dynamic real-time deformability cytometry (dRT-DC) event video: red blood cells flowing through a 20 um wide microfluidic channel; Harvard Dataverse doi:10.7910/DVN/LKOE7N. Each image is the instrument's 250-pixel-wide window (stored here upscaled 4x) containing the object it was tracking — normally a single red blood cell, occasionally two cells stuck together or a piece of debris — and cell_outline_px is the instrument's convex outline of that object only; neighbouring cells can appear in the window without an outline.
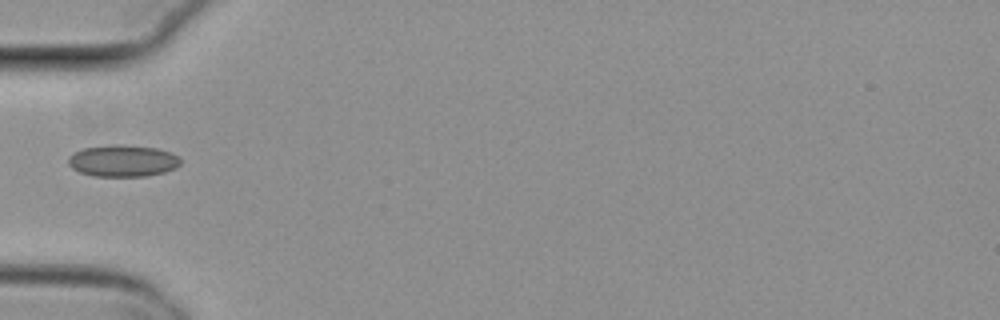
{"species": "common noctule bat (a hibernating species)", "species_latin": "Nyctalus noctula", "temperature_condition": "cold", "stored_images_in_passage": 11, "camera_frame_rate_fps": 3000, "um_per_image_px": 0.085, "animal": {"sex": "female", "body_mass_g": 29.2, "forearm_length_mm": 56.3}, "frame": {"image": 1, "passage_image": 7, "time_ms": 2.0, "image_size_px": [1000, 320], "cell_outline_px": [[180, 164], [176, 168], [164, 172], [148, 176], [96, 176], [80, 172], [72, 168], [68, 164], [68, 156], [84, 148], [112, 144], [120, 144], [156, 148], [168, 152], [176, 156], [180, 160]], "centroid_in_image_um": [10.42, 13.67], "position_along_channel_um": 74.6, "area_um2": 20.63}}
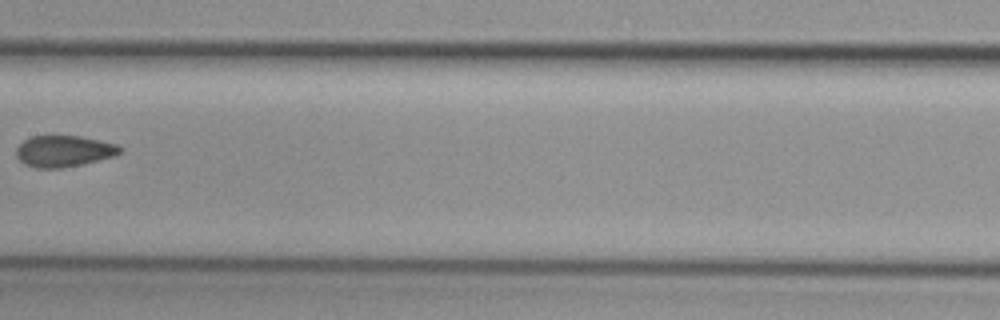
{"frame": {"image": 2, "passage_image": 10, "time_ms": 3.0, "image_size_px": [1000, 320], "cell_outline_px": [[124, 152], [116, 156], [84, 164], [60, 168], [36, 168], [24, 164], [16, 156], [16, 148], [24, 140], [32, 136], [80, 136], [120, 144], [124, 148]], "centroid_in_image_um": [5.5, 12.85], "position_along_channel_um": 201.9, "area_um2": 19.31}}
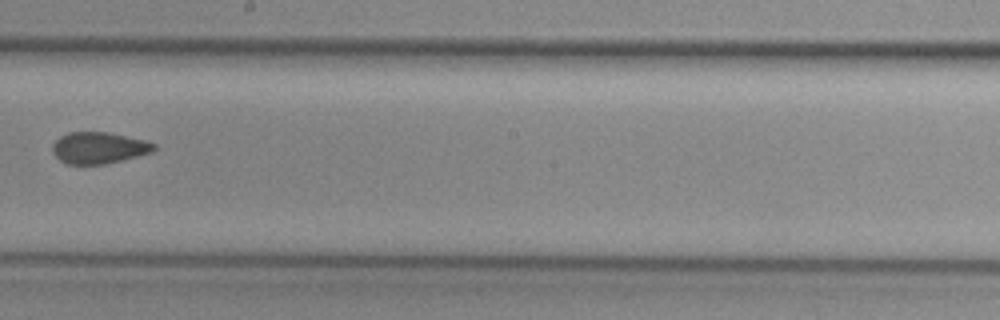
{"frame": {"image": 3, "passage_image": 11, "time_ms": 3.333, "image_size_px": [1000, 320], "cell_outline_px": [[156, 148], [152, 152], [104, 164], [68, 164], [60, 160], [52, 152], [52, 144], [60, 136], [68, 132], [108, 132], [144, 140], [156, 144]], "centroid_in_image_um": [8.37, 12.56], "position_along_channel_um": 239.8, "area_um2": 18.5}}